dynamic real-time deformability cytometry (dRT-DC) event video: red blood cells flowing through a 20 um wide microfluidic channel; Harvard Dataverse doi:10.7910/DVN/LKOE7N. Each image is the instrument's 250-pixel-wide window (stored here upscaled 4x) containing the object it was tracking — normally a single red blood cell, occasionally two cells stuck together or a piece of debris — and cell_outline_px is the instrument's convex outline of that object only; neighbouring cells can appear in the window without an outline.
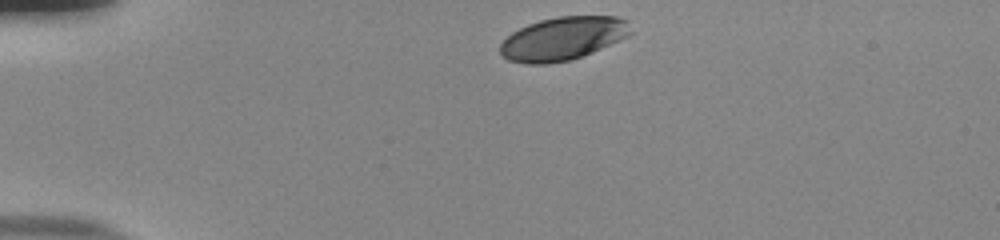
{"species": "human", "species_latin": "Homo sapiens", "temperature_condition": "room temperature", "stored_images_in_passage": 35, "camera_frame_rate_fps": 3000, "um_per_image_px": 0.085, "donor": {"sex": "male"}, "frame": {"image": 1, "passage_image": 1, "time_ms": 0.0, "image_size_px": [1000, 240], "cell_outline_px": [[632, 32], [628, 36], [592, 52], [572, 60], [548, 64], [528, 64], [508, 60], [500, 52], [500, 44], [512, 32], [528, 24], [540, 20], [556, 16], [616, 16], [628, 20]], "centroid_in_image_um": [47.85, 3.27], "position_along_channel_um": 37.1, "area_um2": 32.95}}
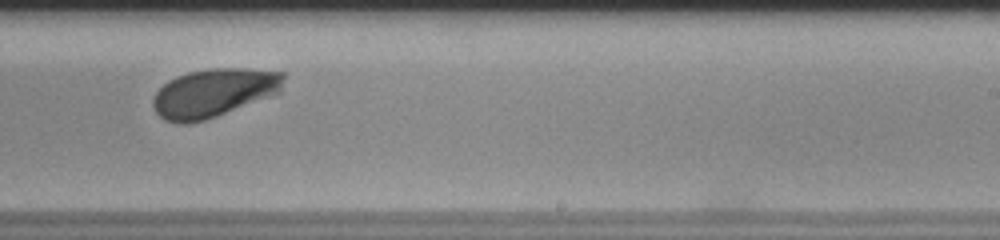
{"frame": {"image": 2, "passage_image": 24, "time_ms": 7.667, "image_size_px": [1000, 240], "cell_outline_px": [[284, 76], [280, 92], [216, 116], [204, 120], [188, 124], [176, 124], [164, 120], [156, 112], [152, 104], [152, 100], [156, 92], [168, 80], [176, 76], [188, 72], [208, 68], [244, 68], [284, 72]], "centroid_in_image_um": [18.13, 7.89], "position_along_channel_um": 270.9, "area_um2": 36.82}}
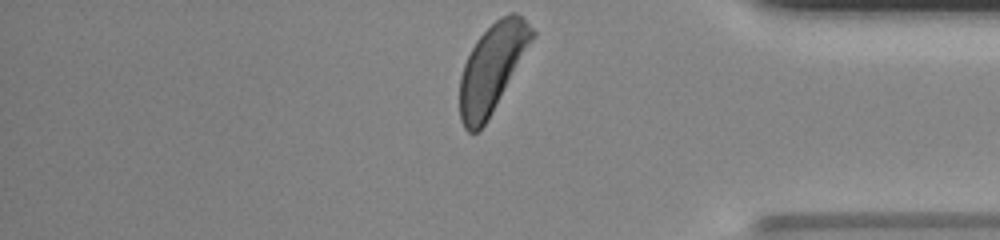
{"frame": {"image": 3, "passage_image": 35, "time_ms": 11.333, "image_size_px": [1000, 240], "cell_outline_px": [[536, 36], [480, 132], [468, 132], [464, 128], [460, 120], [460, 76], [464, 64], [476, 40], [500, 16], [508, 12], [516, 12], [536, 32]], "centroid_in_image_um": [41.83, 5.78], "position_along_channel_um": 393.4, "area_um2": 36.7}, "authors_computed_cell_mechanics": {"area_um2": 36.4718, "velocity_mm_per_s": 3.778, "shape_relaxation_time_tau1_ms": 3.0608, "shape_relaxation_time_tau2_ms": null, "deformation_change_tau1": 0.1479, "deformation_change_tau2": null}}